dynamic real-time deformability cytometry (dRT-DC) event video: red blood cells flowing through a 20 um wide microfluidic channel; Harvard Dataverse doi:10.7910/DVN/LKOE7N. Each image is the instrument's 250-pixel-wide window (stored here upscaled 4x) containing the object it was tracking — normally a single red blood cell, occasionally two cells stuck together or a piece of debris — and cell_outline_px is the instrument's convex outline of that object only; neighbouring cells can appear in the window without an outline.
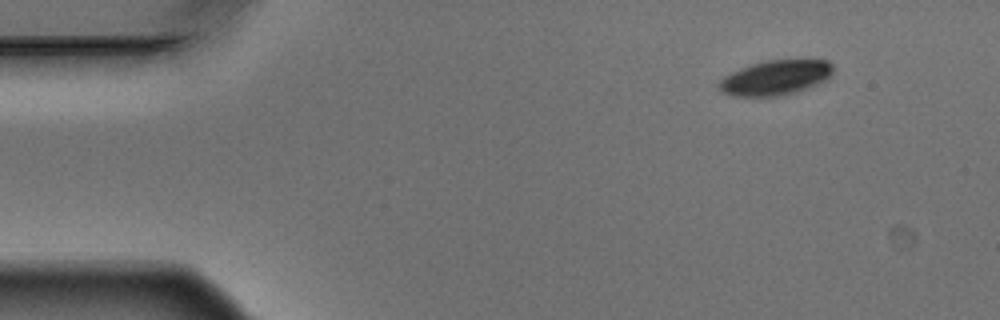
{"species": "Egyptian fruit bat (a non-hibernating species)", "species_latin": "Rousettus aegyptiacus", "temperature_condition": "warm", "stored_images_in_passage": 4, "camera_frame_rate_fps": 3000, "um_per_image_px": 0.085, "animal": {"sex": "male"}, "frame": {"image": 1, "passage_image": 1, "time_ms": 0.0, "image_size_px": [1000, 320], "cell_outline_px": [[832, 76], [828, 80], [792, 92], [776, 96], [732, 96], [724, 92], [720, 88], [720, 80], [724, 76], [732, 72], [752, 64], [768, 60], [828, 60], [832, 64]], "centroid_in_image_um": [65.95, 6.59], "position_along_channel_um": 19.1, "area_um2": 22.72}}
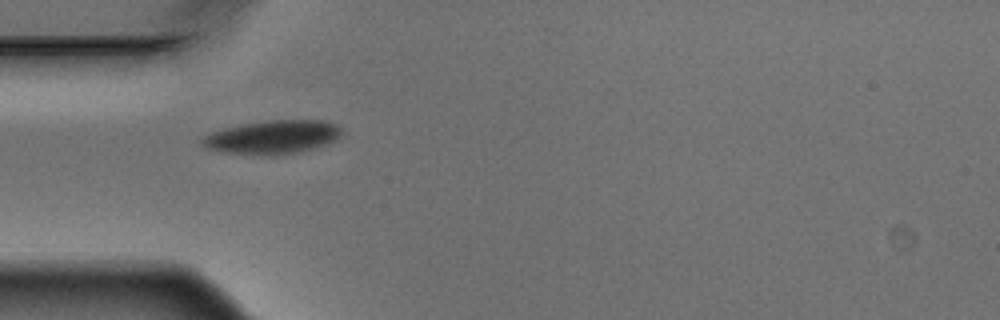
{"frame": {"image": 2, "passage_image": 4, "time_ms": 1.0, "image_size_px": [1000, 320], "cell_outline_px": [[344, 132], [340, 136], [324, 144], [300, 152], [276, 156], [220, 152], [208, 148], [200, 144], [200, 140], [204, 136], [212, 132], [224, 128], [244, 124], [272, 120], [320, 120], [336, 124]], "centroid_in_image_um": [23.14, 11.66], "position_along_channel_um": 61.9, "area_um2": 27.17}}